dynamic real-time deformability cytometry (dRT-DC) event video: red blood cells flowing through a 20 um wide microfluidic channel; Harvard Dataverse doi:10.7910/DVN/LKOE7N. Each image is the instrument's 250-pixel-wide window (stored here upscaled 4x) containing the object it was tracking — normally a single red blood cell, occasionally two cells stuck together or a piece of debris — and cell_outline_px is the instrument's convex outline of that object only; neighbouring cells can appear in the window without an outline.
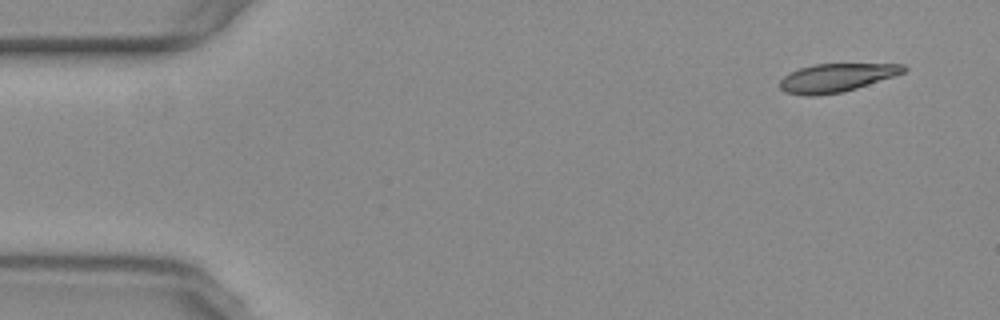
{"species": "common noctule bat (a hibernating species)", "species_latin": "Nyctalus noctula", "temperature_condition": "warm", "stored_images_in_passage": 13, "segment_of_instrument_passage": [2, 2], "camera_frame_rate_fps": 3000, "um_per_image_px": 0.085, "animal": {"sex": "female", "body_mass_g": 29.2, "forearm_length_mm": 56.3}, "frame": {"image": 1, "passage_image": 13, "time_ms": 4.0, "image_size_px": [1000, 320], "cell_outline_px": [[908, 68], [904, 72], [844, 92], [812, 96], [804, 96], [784, 92], [780, 88], [780, 80], [788, 72], [812, 64], [904, 64]], "centroid_in_image_um": [71.03, 6.61], "position_along_channel_um": 14.0, "area_um2": 20.4}}